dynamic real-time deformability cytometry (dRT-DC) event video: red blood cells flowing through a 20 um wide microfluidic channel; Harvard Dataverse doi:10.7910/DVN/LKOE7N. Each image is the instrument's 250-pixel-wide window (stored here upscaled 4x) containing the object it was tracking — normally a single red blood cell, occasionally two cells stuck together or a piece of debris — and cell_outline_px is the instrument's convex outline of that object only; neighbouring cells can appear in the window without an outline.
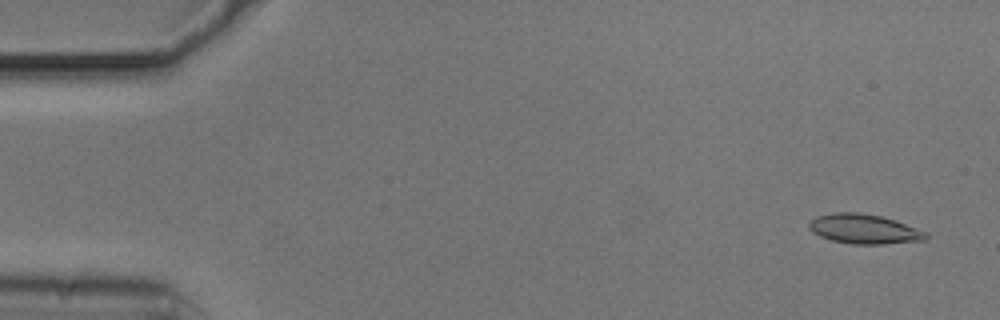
{"species": "common noctule bat (a hibernating species)", "species_latin": "Nyctalus noctula", "temperature_condition": "cold", "stored_images_in_passage": 51, "camera_frame_rate_fps": 3000, "um_per_image_px": 0.085, "animal": {"sex": "male", "body_mass_g": 20.5, "forearm_length_mm": 52.5}, "frame": {"image": 1, "passage_image": 3, "time_ms": 0.667, "image_size_px": [1000, 320], "cell_outline_px": [[928, 240], [884, 244], [852, 244], [832, 240], [820, 236], [812, 232], [808, 228], [808, 224], [816, 216], [832, 212], [860, 212], [880, 216], [896, 220], [928, 232]], "centroid_in_image_um": [73.47, 19.46], "position_along_channel_um": 11.5, "area_um2": 20.4}}
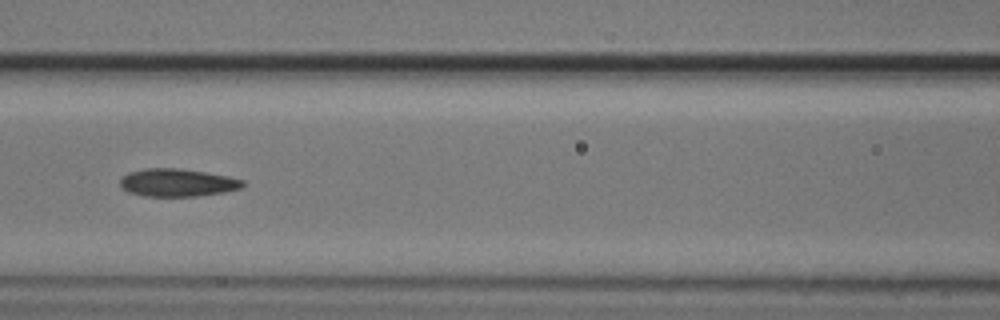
{"frame": {"image": 2, "passage_image": 24, "time_ms": 7.667, "image_size_px": [1000, 320], "cell_outline_px": [[244, 188], [224, 192], [196, 196], [144, 196], [128, 192], [120, 188], [120, 180], [128, 172], [148, 168], [180, 168], [228, 176], [244, 180]], "centroid_in_image_um": [15.08, 15.53], "position_along_channel_um": 151.5, "area_um2": 19.94}}
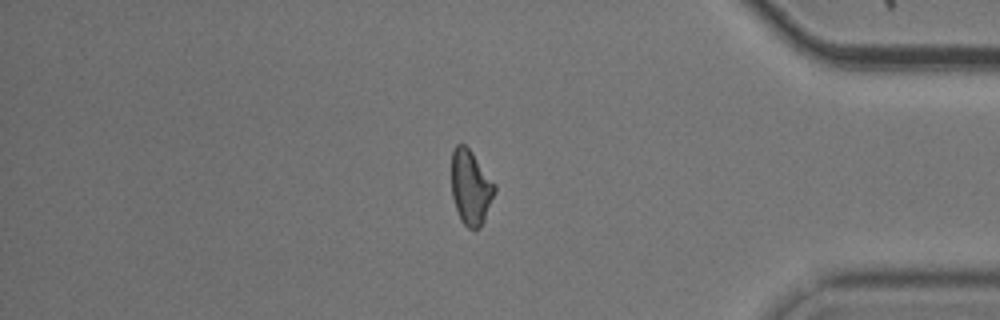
{"frame": {"image": 3, "passage_image": 46, "time_ms": 15.0, "image_size_px": [1000, 320], "cell_outline_px": [[496, 192], [484, 220], [480, 228], [468, 228], [460, 220], [452, 196], [452, 152], [456, 144], [464, 144], [472, 152], [496, 184]], "centroid_in_image_um": [40.02, 15.93], "position_along_channel_um": 395.2, "area_um2": 18.79}}